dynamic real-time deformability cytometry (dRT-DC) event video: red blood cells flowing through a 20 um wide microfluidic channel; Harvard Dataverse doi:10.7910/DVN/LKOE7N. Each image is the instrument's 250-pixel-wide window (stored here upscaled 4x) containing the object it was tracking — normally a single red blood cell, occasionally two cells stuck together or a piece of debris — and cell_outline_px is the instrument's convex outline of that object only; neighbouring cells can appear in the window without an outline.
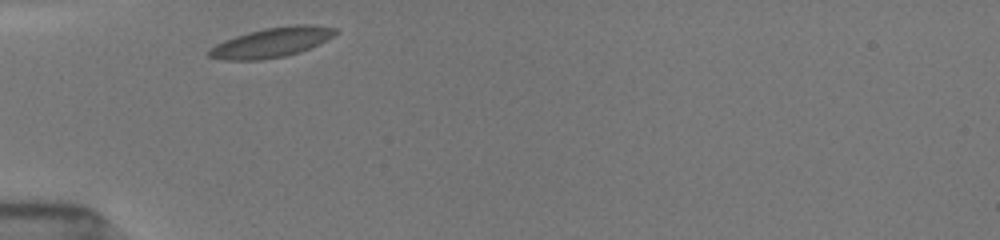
{"species": "common noctule bat (a hibernating species)", "species_latin": "Nyctalus noctula", "temperature_condition": "room temperature", "stored_images_in_passage": 16, "camera_frame_rate_fps": 3000, "um_per_image_px": 0.085, "animal": {"sex": "female", "body_mass_g": 19.5, "forearm_length_mm": 54.1}, "frame": {"image": 1, "passage_image": 1, "time_ms": 0.0, "image_size_px": [1000, 240], "cell_outline_px": [[336, 32], [328, 40], [300, 52], [284, 56], [260, 60], [224, 60], [208, 56], [208, 48], [224, 40], [248, 32], [264, 28], [292, 24], [312, 24], [336, 28]], "centroid_in_image_um": [23.08, 3.6], "position_along_channel_um": 61.9, "area_um2": 21.96}}